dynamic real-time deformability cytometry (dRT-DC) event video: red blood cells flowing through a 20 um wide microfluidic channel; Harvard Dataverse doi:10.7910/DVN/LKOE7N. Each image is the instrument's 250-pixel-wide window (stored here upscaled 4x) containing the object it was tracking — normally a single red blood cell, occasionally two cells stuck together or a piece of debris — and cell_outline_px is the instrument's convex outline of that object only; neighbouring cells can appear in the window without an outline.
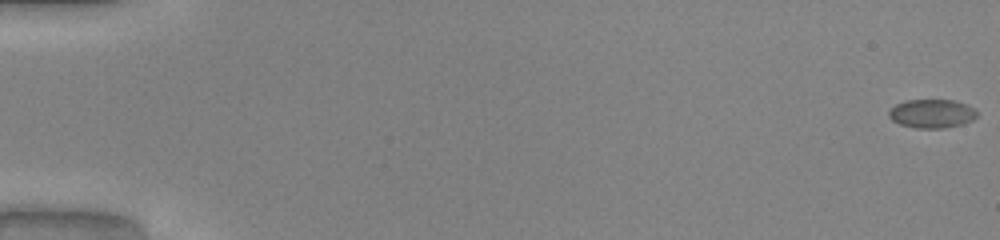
{"species": "common noctule bat (a hibernating species)", "species_latin": "Nyctalus noctula", "temperature_condition": "warm", "stored_images_in_passage": 52, "camera_frame_rate_fps": 3000, "um_per_image_px": 0.085, "animal": {"sex": "male", "body_mass_g": 20.0, "forearm_length_mm": 53.3}, "frame": {"image": 1, "passage_image": 1, "time_ms": 0.0, "image_size_px": [1000, 240], "cell_outline_px": [[976, 116], [972, 120], [964, 124], [944, 128], [916, 128], [900, 124], [892, 120], [888, 116], [888, 112], [896, 104], [908, 100], [956, 100], [976, 108]], "centroid_in_image_um": [79.23, 9.66], "position_along_channel_um": 5.8, "area_um2": 14.8}}
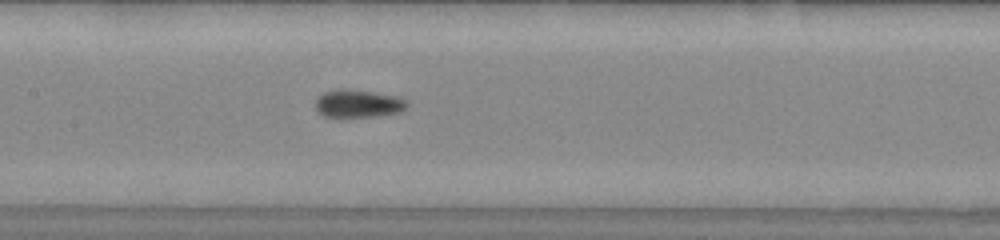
{"frame": {"image": 2, "passage_image": 27, "time_ms": 8.667, "image_size_px": [1000, 240], "cell_outline_px": [[408, 104], [400, 112], [376, 116], [340, 120], [324, 116], [316, 108], [316, 100], [324, 92], [340, 88], [344, 88], [372, 92], [396, 96], [404, 100]], "centroid_in_image_um": [30.38, 8.85], "position_along_channel_um": 177.0, "area_um2": 15.2}}
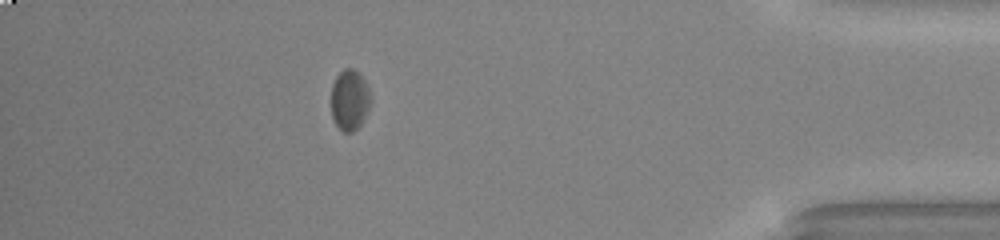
{"frame": {"image": 3, "passage_image": 47, "time_ms": 15.333, "image_size_px": [1000, 240], "cell_outline_px": [[372, 100], [364, 120], [352, 132], [344, 132], [332, 120], [332, 84], [336, 76], [344, 68], [352, 68], [364, 80], [372, 96]], "centroid_in_image_um": [29.73, 8.5], "position_along_channel_um": 405.5, "area_um2": 13.93}, "authors_computed_cell_mechanics": {"area_um2": 14.3344, "velocity_mm_per_s": 4.0627, "shape_relaxation_time_tau1_ms": null, "shape_relaxation_time_tau2_ms": 3.4021, "deformation_change_tau1": null, "deformation_change_tau2": 0.0634}}